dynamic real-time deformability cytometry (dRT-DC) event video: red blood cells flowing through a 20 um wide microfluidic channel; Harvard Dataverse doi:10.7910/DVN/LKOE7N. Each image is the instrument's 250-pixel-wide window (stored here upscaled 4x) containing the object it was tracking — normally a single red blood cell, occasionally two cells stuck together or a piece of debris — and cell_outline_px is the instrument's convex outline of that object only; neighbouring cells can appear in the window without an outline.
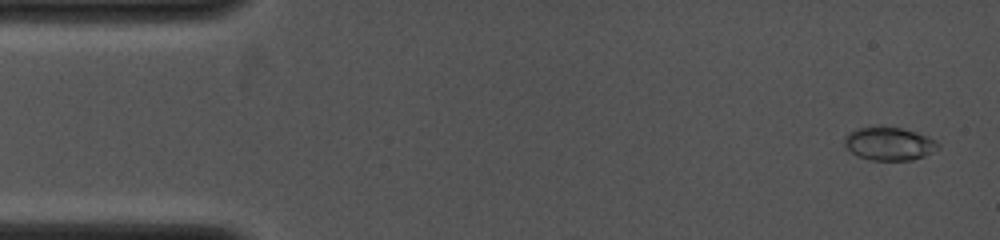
{"species": "common noctule bat (a hibernating species)", "species_latin": "Nyctalus noctula", "temperature_condition": "cold", "stored_images_in_passage": 75, "camera_frame_rate_fps": 4000, "um_per_image_px": 0.085, "animal": {"sex": "female", "body_mass_g": 19.0, "forearm_length_mm": 53.3}, "frame": {"image": 1, "passage_image": 3, "time_ms": 0.5, "image_size_px": [1000, 240], "cell_outline_px": [[940, 148], [924, 156], [912, 160], [868, 160], [844, 148], [844, 136], [848, 132], [856, 128], [900, 128], [916, 132], [928, 136], [936, 140]], "centroid_in_image_um": [75.57, 12.23], "position_along_channel_um": 9.4, "area_um2": 17.98}}
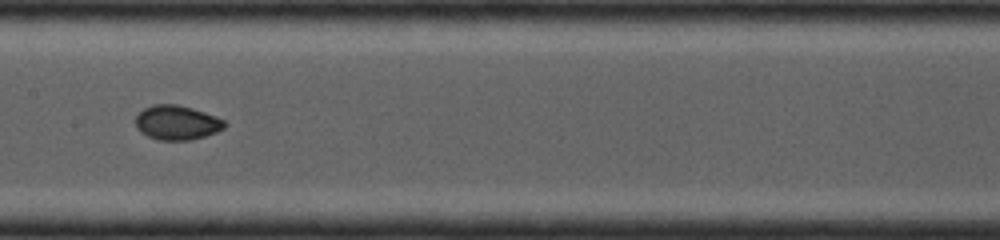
{"frame": {"image": 2, "passage_image": 38, "time_ms": 7.0, "image_size_px": [1000, 240], "cell_outline_px": [[228, 124], [224, 128], [216, 132], [192, 140], [160, 140], [148, 136], [140, 132], [136, 128], [136, 116], [144, 108], [152, 104], [176, 104], [192, 108], [204, 112], [224, 120]], "centroid_in_image_um": [15.03, 10.42], "position_along_channel_um": 192.4, "area_um2": 17.86}}
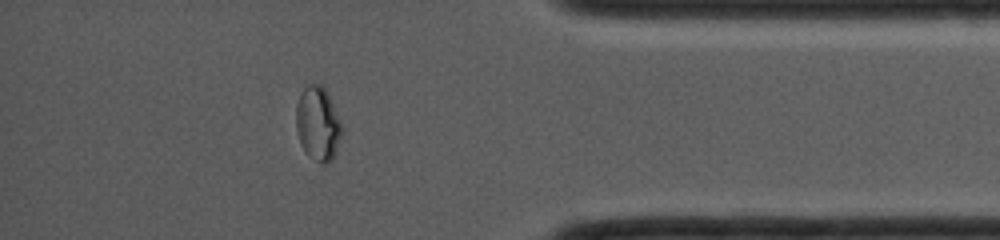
{"frame": {"image": 3, "passage_image": 65, "time_ms": 12.0, "image_size_px": [1000, 240], "cell_outline_px": [[344, 128], [336, 152], [332, 160], [328, 164], [320, 164], [308, 156], [304, 152], [300, 144], [296, 132], [296, 104], [300, 92], [308, 84], [320, 84], [324, 88]], "centroid_in_image_um": [27.01, 10.56], "position_along_channel_um": 408.2, "area_um2": 20.06}}